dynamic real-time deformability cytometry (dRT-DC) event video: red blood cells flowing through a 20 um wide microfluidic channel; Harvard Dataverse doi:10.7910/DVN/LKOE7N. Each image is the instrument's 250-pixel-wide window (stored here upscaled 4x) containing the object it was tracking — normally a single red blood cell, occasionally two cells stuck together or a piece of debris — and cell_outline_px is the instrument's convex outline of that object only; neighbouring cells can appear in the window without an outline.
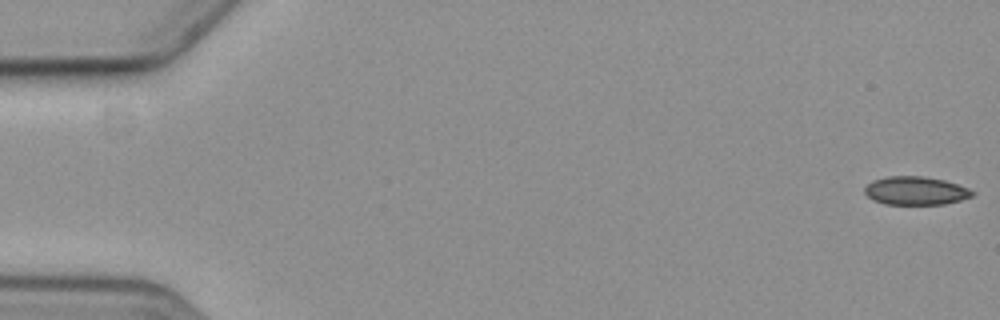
{"species": "common noctule bat (a hibernating species)", "species_latin": "Nyctalus noctula", "temperature_condition": "cold", "stored_images_in_passage": 4, "camera_frame_rate_fps": 3000, "um_per_image_px": 0.085, "animal": {"sex": "female", "body_mass_g": 19.3, "forearm_length_mm": 54.1}, "frame": {"image": 1, "passage_image": 1, "time_ms": 0.0, "image_size_px": [1000, 320], "cell_outline_px": [[976, 192], [972, 196], [960, 200], [944, 204], [884, 204], [872, 200], [864, 192], [864, 188], [872, 180], [888, 176], [924, 176], [944, 180], [968, 188]], "centroid_in_image_um": [77.81, 16.21], "position_along_channel_um": 7.2, "area_um2": 17.8}}